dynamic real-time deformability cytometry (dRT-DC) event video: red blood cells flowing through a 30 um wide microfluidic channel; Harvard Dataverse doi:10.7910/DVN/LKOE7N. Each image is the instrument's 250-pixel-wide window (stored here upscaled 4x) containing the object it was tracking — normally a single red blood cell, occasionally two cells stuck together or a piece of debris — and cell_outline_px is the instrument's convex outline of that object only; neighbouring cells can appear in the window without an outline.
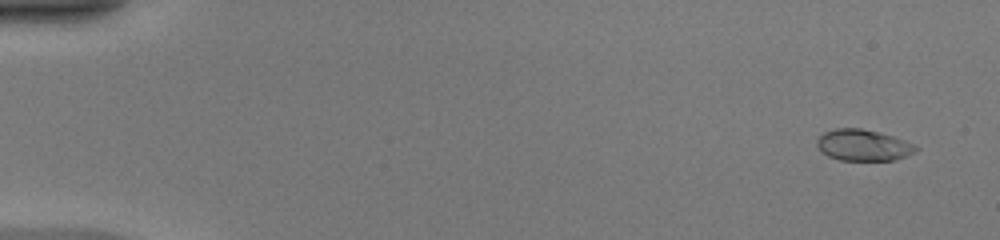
{"species": "common noctule bat (a hibernating species)", "species_latin": "Nyctalus noctula", "temperature_condition": "warm", "stored_images_in_passage": 50, "camera_frame_rate_fps": 3000, "um_per_image_px": 0.085, "animal": {"sex": "female", "body_mass_g": 20.0, "forearm_length_mm": 54.0}, "frame": {"image": 1, "passage_image": 3, "time_ms": 0.667, "image_size_px": [1000, 240], "cell_outline_px": [[920, 148], [916, 152], [908, 156], [896, 160], [840, 160], [828, 156], [816, 144], [816, 140], [824, 132], [836, 128], [860, 128], [880, 132], [904, 140]], "centroid_in_image_um": [73.4, 12.34], "position_along_channel_um": 11.6, "area_um2": 18.03}}
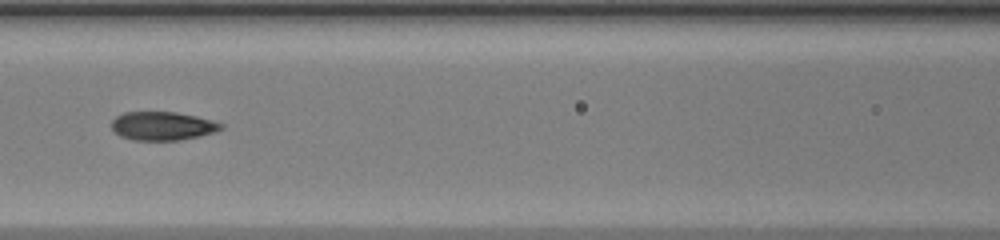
{"frame": {"image": 2, "passage_image": 24, "time_ms": 7.667, "image_size_px": [1000, 240], "cell_outline_px": [[224, 128], [200, 136], [180, 140], [132, 140], [120, 136], [112, 128], [112, 120], [116, 116], [124, 112], [176, 112], [196, 116], [212, 120], [224, 124]], "centroid_in_image_um": [13.82, 10.7], "position_along_channel_um": 152.8, "area_um2": 18.21}}
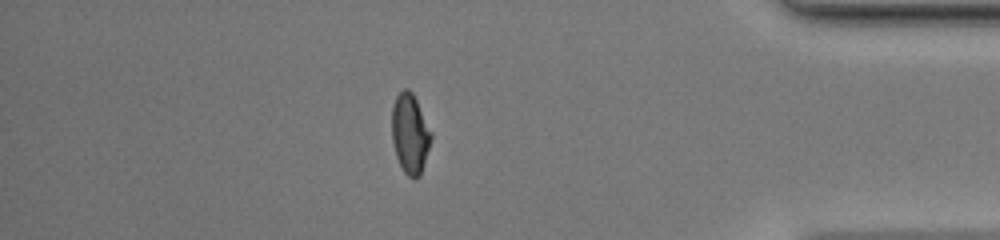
{"frame": {"image": 3, "passage_image": 44, "time_ms": 14.333, "image_size_px": [1000, 240], "cell_outline_px": [[432, 136], [420, 176], [408, 176], [404, 172], [396, 156], [392, 140], [392, 104], [396, 96], [404, 88], [408, 88], [412, 92], [432, 132]], "centroid_in_image_um": [34.84, 11.32], "position_along_channel_um": 400.4, "area_um2": 18.03}, "authors_computed_cell_mechanics": {"area_um2": 18.4671, "velocity_mm_per_s": 4.192, "shape_relaxation_time_tau1_ms": 9.1429, "shape_relaxation_time_tau2_ms": 0.9439, "deformation_change_tau1": 0.3168, "deformation_change_tau2": 0.052}}